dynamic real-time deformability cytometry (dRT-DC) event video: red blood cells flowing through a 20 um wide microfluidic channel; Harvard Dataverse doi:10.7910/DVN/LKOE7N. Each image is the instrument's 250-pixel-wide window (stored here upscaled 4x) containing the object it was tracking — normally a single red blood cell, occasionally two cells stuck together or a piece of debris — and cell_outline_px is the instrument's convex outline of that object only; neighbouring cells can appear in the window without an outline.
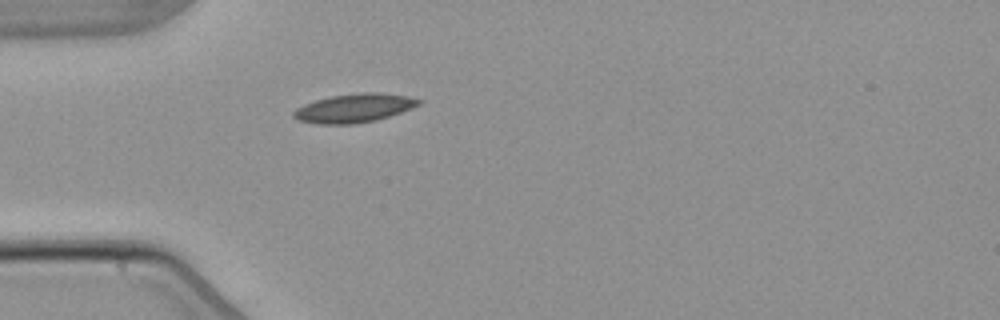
{"species": "common noctule bat (a hibernating species)", "species_latin": "Nyctalus noctula", "temperature_condition": "warm", "stored_images_in_passage": 1, "camera_frame_rate_fps": 3000, "um_per_image_px": 0.085, "animal": {"sex": "male", "body_mass_g": 21.5, "forearm_length_mm": 52.0}, "frame": {"image": 1, "passage_image": 1, "time_ms": 0.0, "image_size_px": [1000, 320], "cell_outline_px": [[424, 100], [420, 104], [400, 112], [376, 120], [352, 124], [320, 124], [300, 120], [292, 116], [292, 112], [296, 108], [304, 104], [328, 96], [364, 92], [380, 92], [408, 96]], "centroid_in_image_um": [30.1, 9.17], "position_along_channel_um": 54.9, "area_um2": 20.87}}